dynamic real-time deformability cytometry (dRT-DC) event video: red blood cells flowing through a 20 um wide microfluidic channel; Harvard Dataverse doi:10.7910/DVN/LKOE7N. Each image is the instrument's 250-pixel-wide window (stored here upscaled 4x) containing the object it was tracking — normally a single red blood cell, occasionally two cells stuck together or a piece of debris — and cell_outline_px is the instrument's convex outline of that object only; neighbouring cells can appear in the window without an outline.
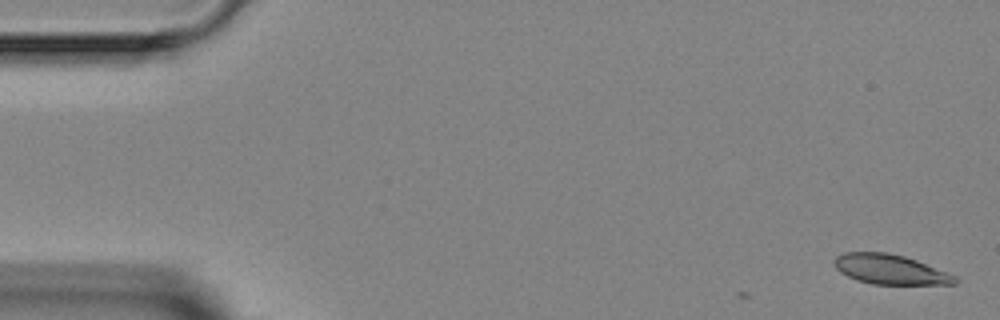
{"species": "Egyptian fruit bat (a non-hibernating species)", "species_latin": "Rousettus aegyptiacus", "temperature_condition": "room temperature", "stored_images_in_passage": 3, "camera_frame_rate_fps": 3000, "um_per_image_px": 0.085, "animal": {"sex": "female"}, "frame": {"image": 1, "passage_image": 1, "time_ms": 0.0, "image_size_px": [1000, 320], "cell_outline_px": [[960, 280], [956, 284], [872, 284], [856, 280], [840, 272], [836, 268], [832, 260], [836, 256], [844, 252], [888, 252], [904, 256], [916, 260], [956, 276]], "centroid_in_image_um": [75.64, 22.89], "position_along_channel_um": 9.4, "area_um2": 20.98}}